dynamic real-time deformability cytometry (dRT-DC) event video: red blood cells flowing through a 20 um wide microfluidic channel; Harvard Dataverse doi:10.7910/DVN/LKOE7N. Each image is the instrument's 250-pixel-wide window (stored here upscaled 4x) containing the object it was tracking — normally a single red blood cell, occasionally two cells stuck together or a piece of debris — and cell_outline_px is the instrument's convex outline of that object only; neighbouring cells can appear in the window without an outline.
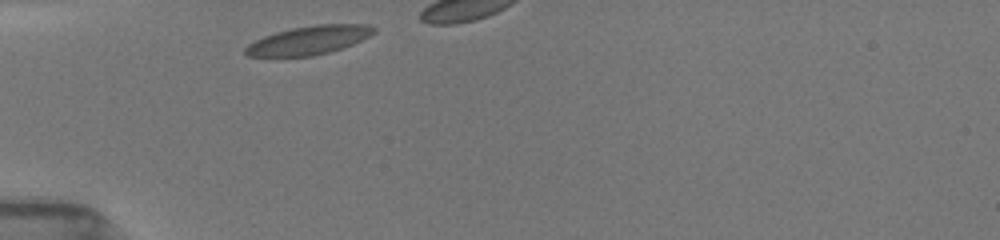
{"species": "common noctule bat (a hibernating species)", "species_latin": "Nyctalus noctula", "temperature_condition": "room temperature", "stored_images_in_passage": 14, "camera_frame_rate_fps": 3000, "um_per_image_px": 0.085, "animal": {"sex": "female", "body_mass_g": 19.5, "forearm_length_mm": 54.1}, "frame": {"image": 1, "passage_image": 1, "time_ms": 0.0, "image_size_px": [1000, 240], "cell_outline_px": [[376, 32], [352, 44], [328, 52], [312, 56], [248, 56], [244, 52], [244, 48], [248, 44], [264, 36], [276, 32], [292, 28], [316, 24], [368, 24], [376, 28]], "centroid_in_image_um": [26.25, 3.41], "position_along_channel_um": 58.7, "area_um2": 21.21}}